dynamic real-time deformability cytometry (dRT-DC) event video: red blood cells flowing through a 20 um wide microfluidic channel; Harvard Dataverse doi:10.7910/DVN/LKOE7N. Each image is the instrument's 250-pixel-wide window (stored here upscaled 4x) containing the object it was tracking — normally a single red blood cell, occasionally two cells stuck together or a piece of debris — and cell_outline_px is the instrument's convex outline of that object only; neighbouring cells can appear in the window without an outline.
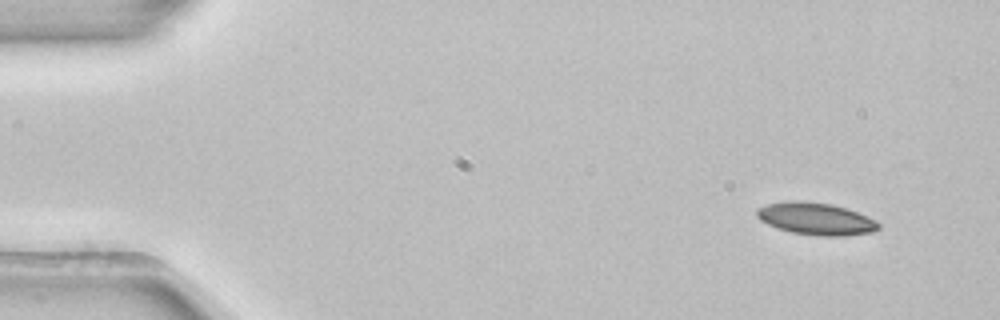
{"species": "common noctule bat (a hibernating species)", "species_latin": "Nyctalus noctula", "temperature_condition": "room temperature", "stored_images_in_passage": 49, "camera_frame_rate_fps": 3000, "um_per_image_px": 0.085, "animal": {"sex": "female", "body_mass_g": 22.7, "forearm_length_mm": 54.2}, "frame": {"image": 1, "passage_image": 1, "time_ms": 0.0, "image_size_px": [1000, 320], "cell_outline_px": [[880, 228], [872, 232], [844, 236], [816, 236], [792, 232], [768, 224], [760, 220], [756, 216], [756, 208], [768, 204], [792, 200], [800, 200], [832, 204], [868, 216], [876, 220], [880, 224]], "centroid_in_image_um": [69.36, 18.59], "position_along_channel_um": 15.6, "area_um2": 22.83}}
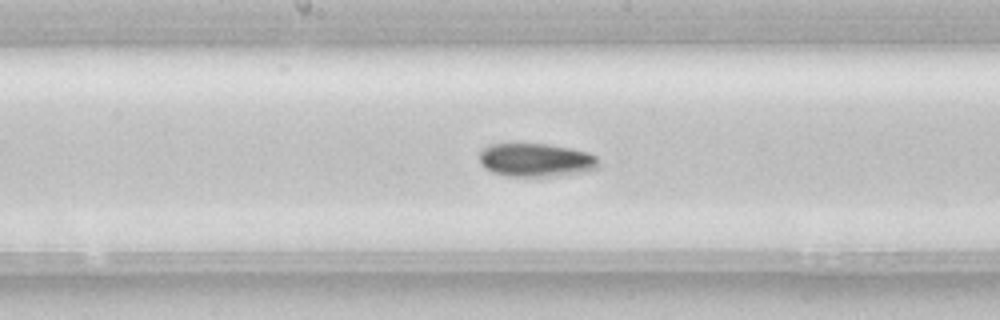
{"frame": {"image": 2, "passage_image": 24, "time_ms": 7.667, "image_size_px": [1000, 320], "cell_outline_px": [[600, 168], [584, 172], [556, 176], [508, 176], [492, 172], [484, 168], [480, 164], [480, 152], [484, 148], [492, 144], [548, 144], [588, 152], [596, 156], [600, 160]], "centroid_in_image_um": [45.6, 13.61], "position_along_channel_um": 202.6, "area_um2": 23.35}}
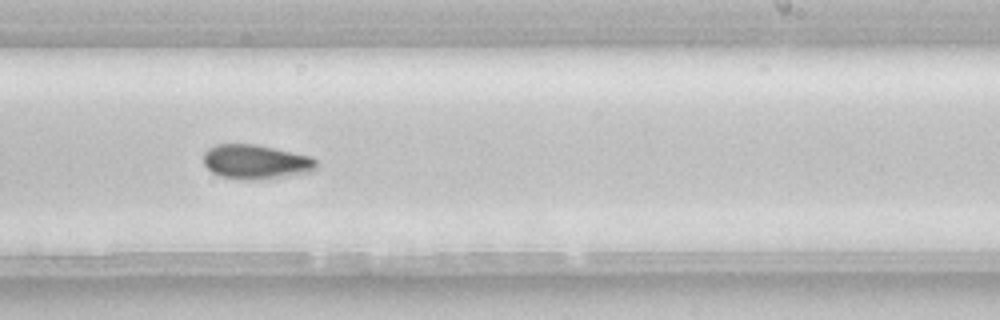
{"frame": {"image": 3, "passage_image": 29, "time_ms": 9.333, "image_size_px": [1000, 320], "cell_outline_px": [[316, 168], [312, 172], [260, 180], [248, 180], [220, 176], [212, 172], [204, 164], [204, 152], [208, 148], [216, 144], [256, 144], [312, 156], [316, 160]], "centroid_in_image_um": [21.76, 13.76], "position_along_channel_um": 267.2, "area_um2": 22.77}, "authors_computed_cell_mechanics": {"area_um2": 22.5998, "velocity_mm_per_s": 3.8978, "shape_relaxation_time_tau1_ms": 6.8259, "shape_relaxation_time_tau2_ms": null, "deformation_change_tau1": 0.1588, "deformation_change_tau2": null}}